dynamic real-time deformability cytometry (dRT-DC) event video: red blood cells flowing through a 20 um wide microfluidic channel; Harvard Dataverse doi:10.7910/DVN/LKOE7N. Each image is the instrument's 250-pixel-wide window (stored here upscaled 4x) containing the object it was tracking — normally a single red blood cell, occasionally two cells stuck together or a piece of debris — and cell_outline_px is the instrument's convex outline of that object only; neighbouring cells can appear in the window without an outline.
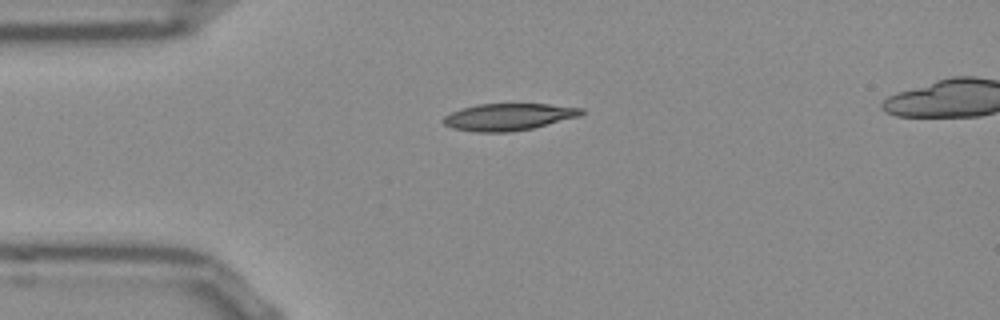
{"species": "Egyptian fruit bat (a non-hibernating species)", "species_latin": "Rousettus aegyptiacus", "temperature_condition": "room temperature", "stored_images_in_passage": 40, "camera_frame_rate_fps": 3000, "um_per_image_px": 0.085, "frame": {"image": 1, "passage_image": 1, "time_ms": 0.0, "image_size_px": [1000, 320], "cell_outline_px": [[584, 112], [580, 116], [532, 128], [508, 132], [476, 132], [452, 128], [444, 124], [444, 116], [452, 112], [476, 104], [548, 104], [584, 108]], "centroid_in_image_um": [43.24, 9.93], "position_along_channel_um": 41.8, "area_um2": 21.5}}
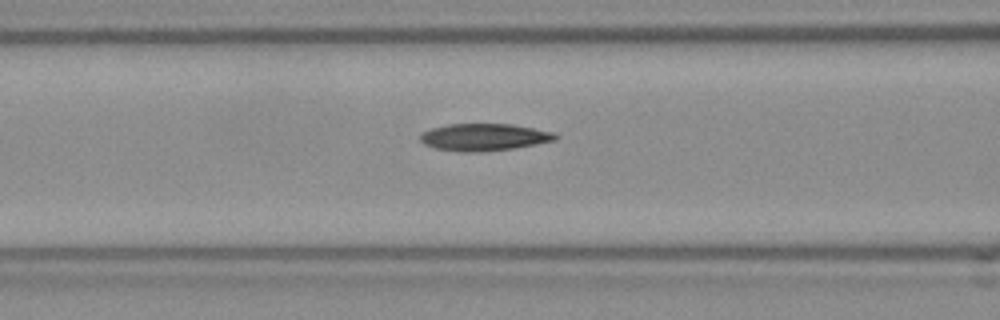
{"frame": {"image": 2, "passage_image": 9, "time_ms": 2.667, "image_size_px": [1000, 320], "cell_outline_px": [[560, 136], [556, 140], [536, 144], [512, 148], [476, 152], [460, 152], [436, 148], [424, 144], [420, 140], [420, 132], [432, 128], [448, 124], [512, 124], [552, 132]], "centroid_in_image_um": [41.12, 11.65], "position_along_channel_um": 125.5, "area_um2": 21.27}}
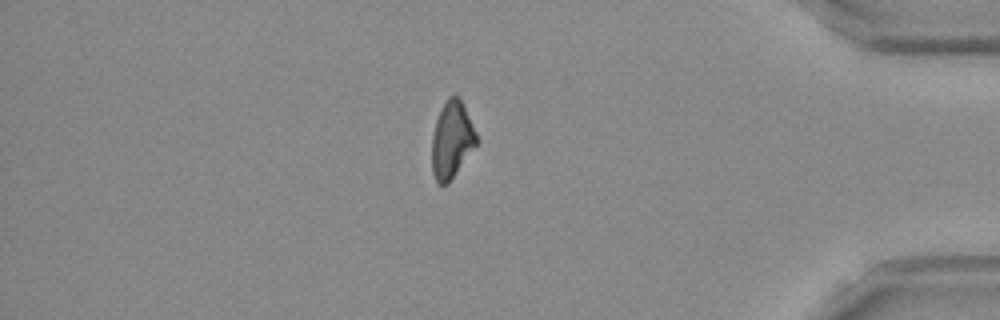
{"frame": {"image": 3, "passage_image": 33, "time_ms": 10.667, "image_size_px": [1000, 320], "cell_outline_px": [[476, 144], [448, 184], [440, 184], [436, 180], [432, 172], [432, 136], [436, 120], [448, 96], [456, 96], [460, 100], [476, 132]], "centroid_in_image_um": [38.37, 11.92], "position_along_channel_um": 396.8, "area_um2": 19.31}, "authors_computed_cell_mechanics": {"area_um2": 21.0103, "velocity_mm_per_s": 3.8489, "shape_relaxation_time_tau1_ms": 10.741, "shape_relaxation_time_tau2_ms": 9.6202, "deformation_change_tau1": 0.2559, "deformation_change_tau2": 0.1942}}